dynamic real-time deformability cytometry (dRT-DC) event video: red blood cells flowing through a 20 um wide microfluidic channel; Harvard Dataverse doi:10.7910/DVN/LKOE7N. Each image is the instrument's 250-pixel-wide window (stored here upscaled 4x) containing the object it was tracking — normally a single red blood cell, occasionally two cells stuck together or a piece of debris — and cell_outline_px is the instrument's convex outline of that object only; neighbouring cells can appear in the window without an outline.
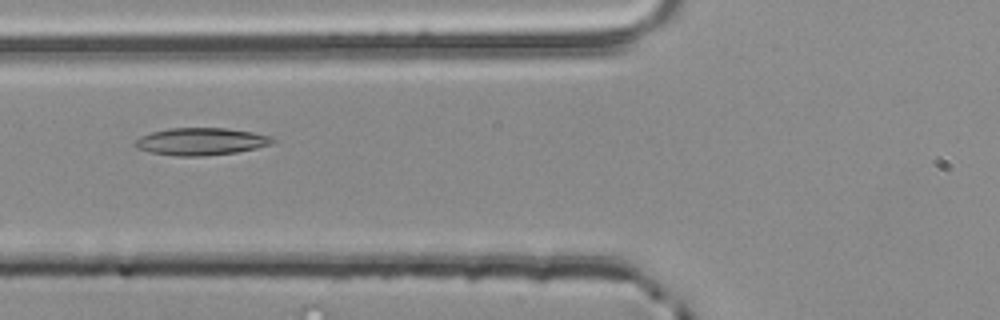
{"species": "common noctule bat (a hibernating species)", "species_latin": "Nyctalus noctula", "temperature_condition": "room temperature", "stored_images_in_passage": 40, "camera_frame_rate_fps": 3000, "um_per_image_px": 0.085, "animal": {"sex": "male", "body_mass_g": 20.4}, "frame": {"image": 1, "passage_image": 9, "time_ms": 2.667, "image_size_px": [1000, 320], "cell_outline_px": [[276, 140], [272, 144], [256, 148], [236, 152], [200, 156], [176, 156], [152, 152], [136, 148], [132, 144], [140, 136], [152, 132], [168, 128], [224, 128], [252, 132], [272, 136]], "centroid_in_image_um": [17.08, 12.02], "position_along_channel_um": 108.7, "area_um2": 21.85}}
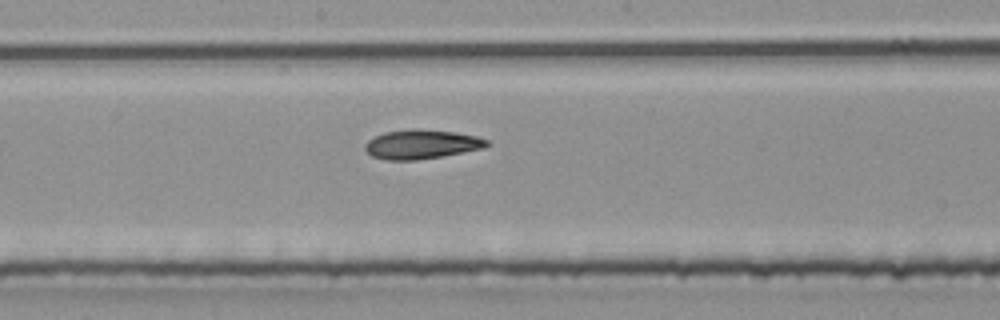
{"frame": {"image": 2, "passage_image": 17, "time_ms": 5.333, "image_size_px": [1000, 320], "cell_outline_px": [[492, 144], [484, 148], [440, 156], [416, 160], [388, 160], [372, 156], [364, 148], [364, 144], [368, 140], [384, 132], [412, 128], [420, 128], [456, 132], [476, 136], [488, 140]], "centroid_in_image_um": [35.84, 12.25], "position_along_channel_um": 212.4, "area_um2": 20.81}}
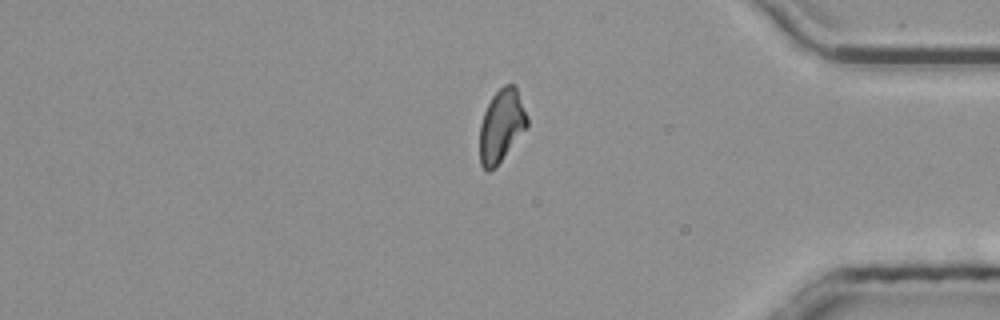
{"frame": {"image": 3, "passage_image": 33, "time_ms": 10.667, "image_size_px": [1000, 320], "cell_outline_px": [[528, 128], [496, 168], [488, 172], [480, 164], [480, 124], [484, 112], [492, 96], [504, 84], [512, 84], [516, 88], [528, 116]], "centroid_in_image_um": [42.64, 10.73], "position_along_channel_um": 392.6, "area_um2": 20.35}, "authors_computed_cell_mechanics": {"area_um2": 20.6057, "velocity_mm_per_s": 3.8751, "shape_relaxation_time_tau1_ms": 9.0114, "shape_relaxation_time_tau2_ms": 4.4122, "deformation_change_tau1": 0.2212, "deformation_change_tau2": 0.1156}}